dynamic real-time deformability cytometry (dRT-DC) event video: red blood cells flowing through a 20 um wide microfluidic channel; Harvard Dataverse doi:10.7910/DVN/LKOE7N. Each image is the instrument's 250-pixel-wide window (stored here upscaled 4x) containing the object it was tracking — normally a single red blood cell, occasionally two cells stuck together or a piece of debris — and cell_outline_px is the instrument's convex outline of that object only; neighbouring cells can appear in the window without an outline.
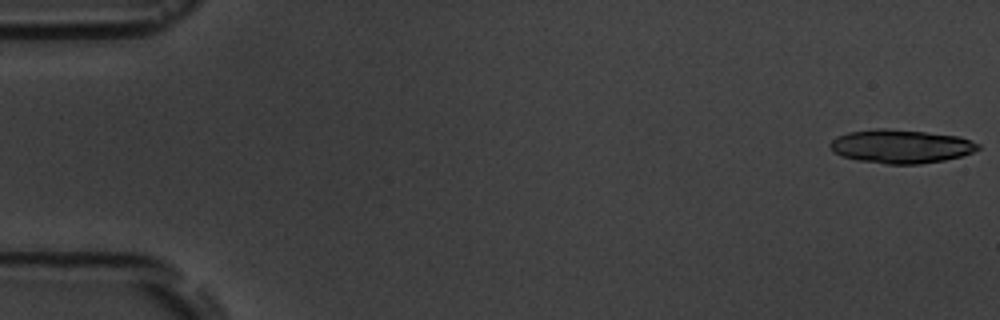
{"species": "common noctule bat (a hibernating species)", "species_latin": "Nyctalus noctula", "temperature_condition": "room temperature", "stored_images_in_passage": 5, "camera_frame_rate_fps": 3000, "um_per_image_px": 0.085, "animal": {"sex": "male", "body_mass_g": 19.5, "forearm_length_mm": 54.6}, "frame": {"image": 1, "passage_image": 1, "time_ms": 0.0, "image_size_px": [1000, 320], "cell_outline_px": [[980, 148], [972, 152], [960, 156], [944, 160], [920, 164], [888, 164], [856, 160], [840, 156], [832, 152], [828, 144], [836, 136], [848, 132], [876, 128], [888, 128], [960, 136], [980, 144]], "centroid_in_image_um": [76.52, 12.44], "position_along_channel_um": 8.5, "area_um2": 29.19}}